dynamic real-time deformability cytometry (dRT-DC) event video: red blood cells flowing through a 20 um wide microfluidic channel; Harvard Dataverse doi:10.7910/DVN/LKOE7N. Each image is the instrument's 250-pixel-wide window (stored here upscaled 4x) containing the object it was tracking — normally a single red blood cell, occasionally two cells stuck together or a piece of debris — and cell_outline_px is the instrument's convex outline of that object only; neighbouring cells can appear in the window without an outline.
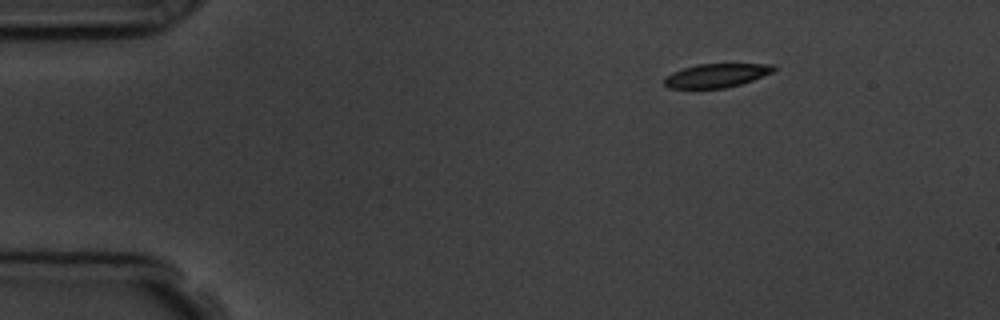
{"species": "common noctule bat (a hibernating species)", "species_latin": "Nyctalus noctula", "temperature_condition": "room temperature", "stored_images_in_passage": 6, "segment_of_instrument_passage": [2, 2], "camera_frame_rate_fps": 3000, "um_per_image_px": 0.085, "animal": {"sex": "male", "body_mass_g": 19.5, "forearm_length_mm": 54.6}, "frame": {"image": 1, "passage_image": 6, "time_ms": 5.667, "image_size_px": [1000, 320], "cell_outline_px": [[776, 68], [772, 72], [752, 80], [740, 84], [724, 88], [668, 88], [664, 84], [664, 80], [672, 72], [696, 64], [776, 64]], "centroid_in_image_um": [60.9, 6.41], "position_along_channel_um": 24.1, "area_um2": 14.97}}